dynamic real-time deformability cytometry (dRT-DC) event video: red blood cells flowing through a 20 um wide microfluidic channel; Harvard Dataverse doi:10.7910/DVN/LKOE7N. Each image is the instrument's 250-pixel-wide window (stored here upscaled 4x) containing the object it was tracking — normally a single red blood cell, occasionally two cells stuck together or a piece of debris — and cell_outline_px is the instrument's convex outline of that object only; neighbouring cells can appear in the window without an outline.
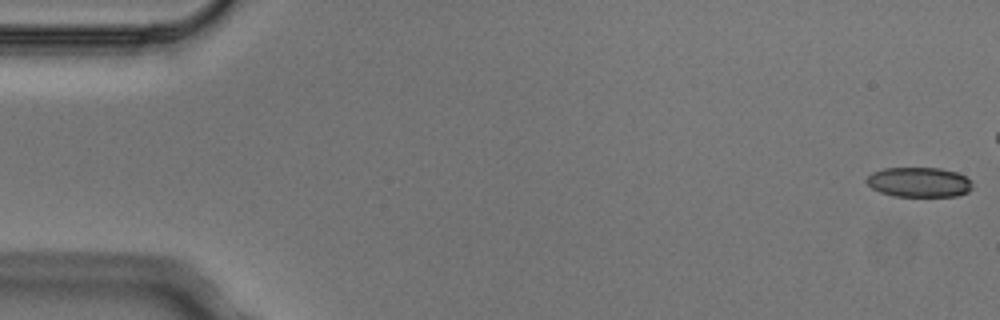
{"species": "Egyptian fruit bat (a non-hibernating species)", "species_latin": "Rousettus aegyptiacus", "temperature_condition": "cold", "stored_images_in_passage": 6, "camera_frame_rate_fps": 3000, "um_per_image_px": 0.085, "animal": {"sex": "male"}, "frame": {"image": 1, "passage_image": 1, "time_ms": 0.0, "image_size_px": [1000, 320], "cell_outline_px": [[972, 188], [968, 192], [956, 196], [892, 196], [880, 192], [872, 188], [864, 180], [872, 172], [884, 168], [940, 168], [956, 172], [964, 176], [972, 184]], "centroid_in_image_um": [78.09, 15.49], "position_along_channel_um": 6.9, "area_um2": 18.38}}
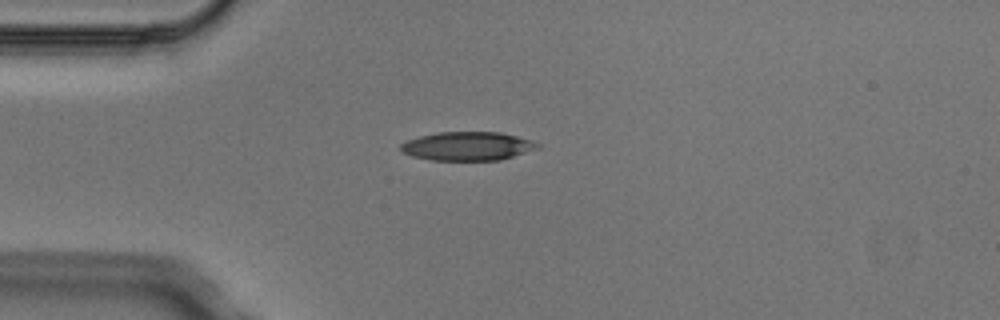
{"frame": {"image": 2, "passage_image": 6, "time_ms": 1.667, "image_size_px": [1000, 320], "cell_outline_px": [[540, 148], [500, 160], [432, 160], [412, 156], [404, 152], [400, 148], [400, 144], [408, 140], [420, 136], [436, 132], [500, 132], [532, 140], [540, 144]], "centroid_in_image_um": [39.76, 12.42], "position_along_channel_um": 45.2, "area_um2": 22.83}}